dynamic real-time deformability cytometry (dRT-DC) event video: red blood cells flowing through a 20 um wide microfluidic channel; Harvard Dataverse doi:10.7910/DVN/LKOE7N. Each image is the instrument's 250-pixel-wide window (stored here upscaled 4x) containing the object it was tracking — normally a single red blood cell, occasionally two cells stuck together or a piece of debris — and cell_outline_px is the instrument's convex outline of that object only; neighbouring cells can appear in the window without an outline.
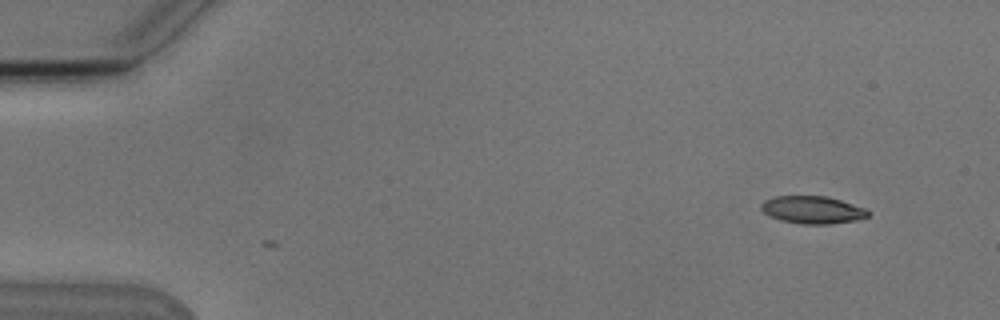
{"species": "Egyptian fruit bat (a non-hibernating species)", "species_latin": "Rousettus aegyptiacus", "temperature_condition": "cold", "stored_images_in_passage": 2, "camera_frame_rate_fps": 3000, "um_per_image_px": 0.085, "animal": {"sex": "male"}, "frame": {"image": 1, "passage_image": 2, "time_ms": 1.0, "image_size_px": [1000, 320], "cell_outline_px": [[872, 212], [868, 216], [856, 220], [828, 224], [800, 224], [780, 220], [764, 212], [760, 208], [760, 204], [764, 200], [776, 196], [824, 196], [840, 200], [864, 208]], "centroid_in_image_um": [69.05, 17.84], "position_along_channel_um": 15.9, "area_um2": 17.05}}